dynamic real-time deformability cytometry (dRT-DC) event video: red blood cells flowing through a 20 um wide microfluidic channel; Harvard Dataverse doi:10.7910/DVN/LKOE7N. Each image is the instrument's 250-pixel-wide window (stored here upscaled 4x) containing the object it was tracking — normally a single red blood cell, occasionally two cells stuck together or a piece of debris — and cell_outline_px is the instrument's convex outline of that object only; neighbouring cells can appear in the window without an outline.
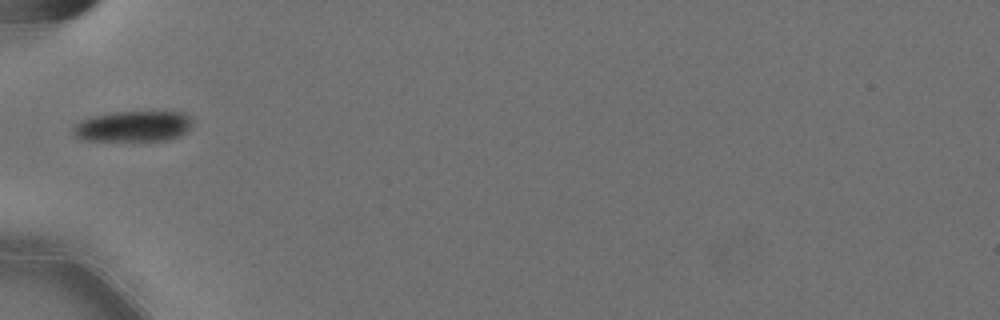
{"species": "Egyptian fruit bat (a non-hibernating species)", "species_latin": "Rousettus aegyptiacus", "temperature_condition": "cold", "stored_images_in_passage": 38, "camera_frame_rate_fps": 3000, "um_per_image_px": 0.085, "animal": {"sex": "female"}, "frame": {"image": 1, "passage_image": 1, "time_ms": 0.0, "image_size_px": [1000, 320], "cell_outline_px": [[192, 124], [180, 136], [168, 140], [84, 140], [76, 136], [72, 132], [72, 128], [80, 120], [92, 116], [112, 112], [184, 112], [192, 116]], "centroid_in_image_um": [11.33, 10.72], "position_along_channel_um": 73.7, "area_um2": 21.33}}
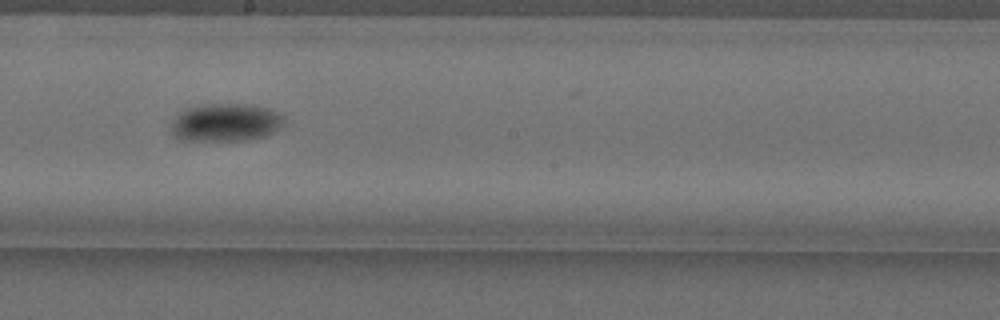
{"frame": {"image": 2, "passage_image": 14, "time_ms": 4.333, "image_size_px": [1000, 320], "cell_outline_px": [[284, 124], [272, 132], [264, 136], [244, 140], [180, 140], [172, 132], [172, 120], [176, 112], [200, 104], [252, 104], [272, 108], [280, 112], [284, 116]], "centroid_in_image_um": [19.19, 10.38], "position_along_channel_um": 229.0, "area_um2": 25.26}}
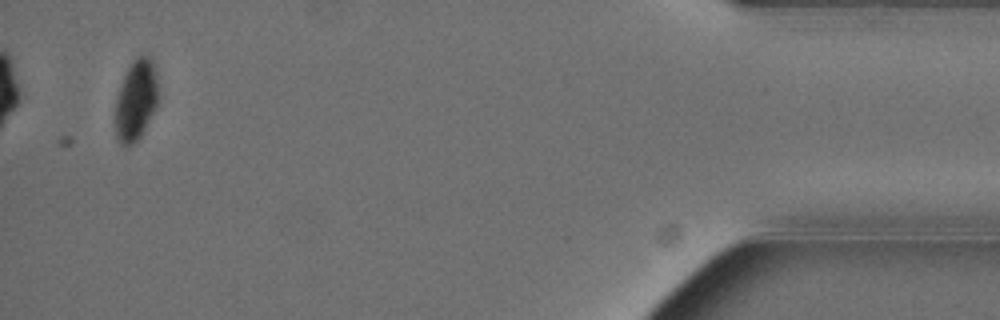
{"frame": {"image": 3, "passage_image": 36, "time_ms": 11.667, "image_size_px": [1000, 320], "cell_outline_px": [[156, 108], [140, 136], [128, 148], [120, 144], [116, 140], [116, 96], [120, 84], [132, 60], [136, 56], [148, 56], [152, 60], [156, 76]], "centroid_in_image_um": [11.52, 8.53], "position_along_channel_um": 423.7, "area_um2": 19.94}, "authors_computed_cell_mechanics": {"area_um2": 23.2067, "velocity_mm_per_s": 3.5805, "shape_relaxation_time_tau1_ms": 3.565, "shape_relaxation_time_tau2_ms": null, "deformation_change_tau1": 0.11, "deformation_change_tau2": null}}